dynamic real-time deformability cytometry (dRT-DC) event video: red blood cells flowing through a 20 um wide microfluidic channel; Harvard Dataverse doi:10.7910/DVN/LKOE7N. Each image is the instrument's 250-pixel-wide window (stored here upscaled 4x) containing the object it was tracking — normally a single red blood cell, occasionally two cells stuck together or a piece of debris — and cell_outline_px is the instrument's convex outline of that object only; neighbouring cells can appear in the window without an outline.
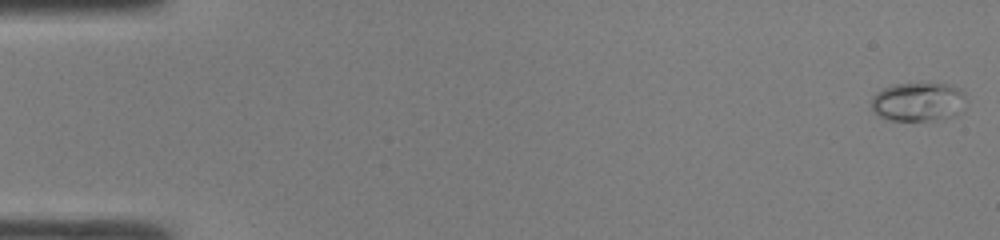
{"species": "common noctule bat (a hibernating species)", "species_latin": "Nyctalus noctula", "temperature_condition": "room temperature", "stored_images_in_passage": 48, "camera_frame_rate_fps": 3000, "um_per_image_px": 0.085, "animal": {"sex": "male", "body_mass_g": 19.0, "forearm_length_mm": 50.8}, "frame": {"image": 1, "passage_image": 1, "time_ms": 0.0, "image_size_px": [1000, 240], "cell_outline_px": [[964, 96], [940, 116], [928, 120], [888, 120], [872, 112], [872, 96], [876, 92], [884, 88], [896, 84], [944, 84], [960, 88], [964, 92]], "centroid_in_image_um": [77.78, 8.6], "position_along_channel_um": 7.2, "area_um2": 19.65}}
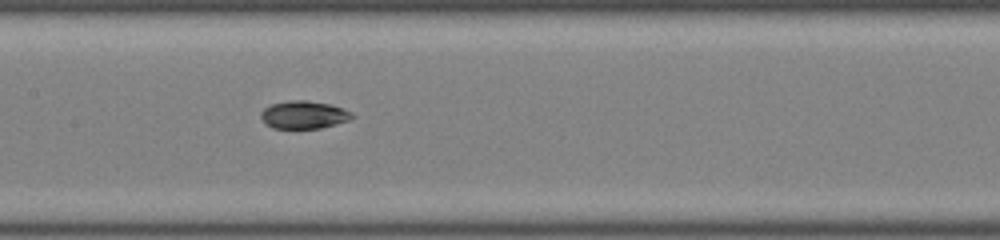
{"frame": {"image": 2, "passage_image": 24, "time_ms": 7.667, "image_size_px": [1000, 240], "cell_outline_px": [[356, 116], [348, 120], [320, 128], [272, 128], [260, 116], [260, 112], [264, 108], [272, 104], [288, 100], [308, 100], [328, 104], [352, 112]], "centroid_in_image_um": [25.81, 9.75], "position_along_channel_um": 181.6, "area_um2": 14.57}}
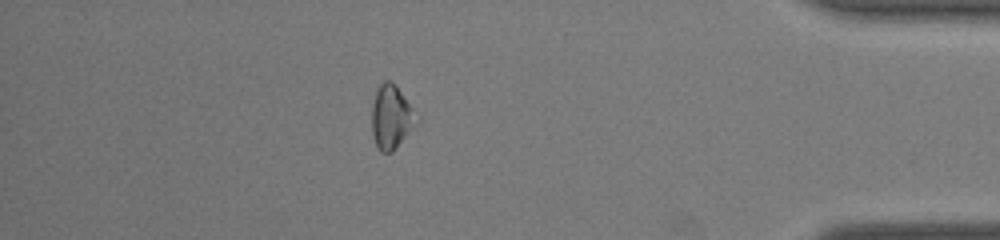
{"frame": {"image": 3, "passage_image": 42, "time_ms": 13.667, "image_size_px": [1000, 240], "cell_outline_px": [[420, 116], [392, 152], [380, 152], [376, 144], [372, 132], [372, 108], [376, 92], [380, 84], [384, 80], [388, 80], [400, 92]], "centroid_in_image_um": [33.24, 9.95], "position_along_channel_um": 402.0, "area_um2": 15.95}, "authors_computed_cell_mechanics": {"area_um2": 15.2303, "velocity_mm_per_s": 4.3094, "shape_relaxation_time_tau1_ms": null, "shape_relaxation_time_tau2_ms": 3.2003, "deformation_change_tau1": null, "deformation_change_tau2": 0.0734}}